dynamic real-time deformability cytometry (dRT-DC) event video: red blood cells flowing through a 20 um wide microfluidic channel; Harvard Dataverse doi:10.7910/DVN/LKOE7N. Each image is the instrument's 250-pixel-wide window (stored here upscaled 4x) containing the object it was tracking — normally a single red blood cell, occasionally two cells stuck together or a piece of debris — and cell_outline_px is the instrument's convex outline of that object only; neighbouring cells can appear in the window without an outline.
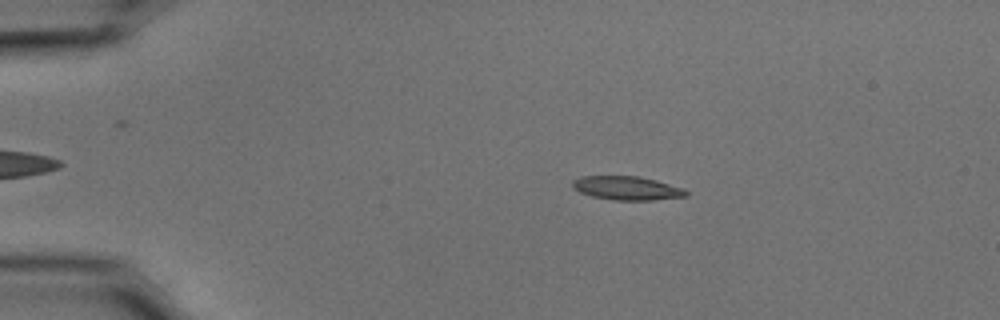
{"species": "common noctule bat (a hibernating species)", "species_latin": "Nyctalus noctula", "temperature_condition": "cold", "stored_images_in_passage": 46, "camera_frame_rate_fps": 3000, "um_per_image_px": 0.085, "animal": {"sex": "male", "body_mass_g": 15.6}, "frame": {"image": 1, "passage_image": 3, "time_ms": 0.667, "image_size_px": [1000, 320], "cell_outline_px": [[688, 196], [652, 200], [616, 200], [592, 196], [580, 192], [572, 188], [572, 180], [580, 176], [640, 176], [656, 180], [684, 188], [688, 192]], "centroid_in_image_um": [53.29, 15.98], "position_along_channel_um": 31.7, "area_um2": 15.78}}
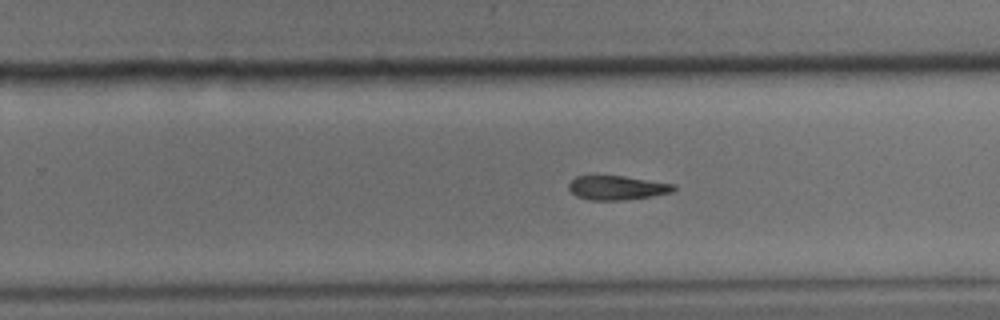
{"frame": {"image": 2, "passage_image": 27, "time_ms": 8.667, "image_size_px": [1000, 320], "cell_outline_px": [[676, 188], [672, 192], [652, 196], [620, 200], [588, 200], [576, 196], [568, 188], [568, 184], [576, 176], [624, 176], [676, 184]], "centroid_in_image_um": [52.45, 15.96], "position_along_channel_um": 277.3, "area_um2": 14.74}}
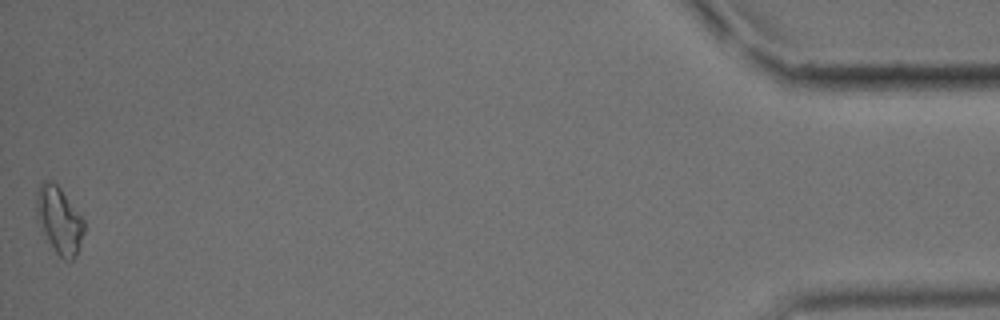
{"frame": {"image": 3, "passage_image": 46, "time_ms": 15.0, "image_size_px": [1000, 320], "cell_outline_px": [[84, 232], [80, 248], [72, 260], [64, 260], [56, 252], [36, 220], [36, 192], [40, 184], [44, 180], [52, 180], [60, 188], [84, 220]], "centroid_in_image_um": [5.02, 18.7], "position_along_channel_um": 430.2, "area_um2": 18.44}, "authors_computed_cell_mechanics": {"area_um2": 15.7794, "velocity_mm_per_s": 3.7654, "shape_relaxation_time_tau1_ms": 7.9899, "shape_relaxation_time_tau2_ms": null, "deformation_change_tau1": 0.1916, "deformation_change_tau2": null}}